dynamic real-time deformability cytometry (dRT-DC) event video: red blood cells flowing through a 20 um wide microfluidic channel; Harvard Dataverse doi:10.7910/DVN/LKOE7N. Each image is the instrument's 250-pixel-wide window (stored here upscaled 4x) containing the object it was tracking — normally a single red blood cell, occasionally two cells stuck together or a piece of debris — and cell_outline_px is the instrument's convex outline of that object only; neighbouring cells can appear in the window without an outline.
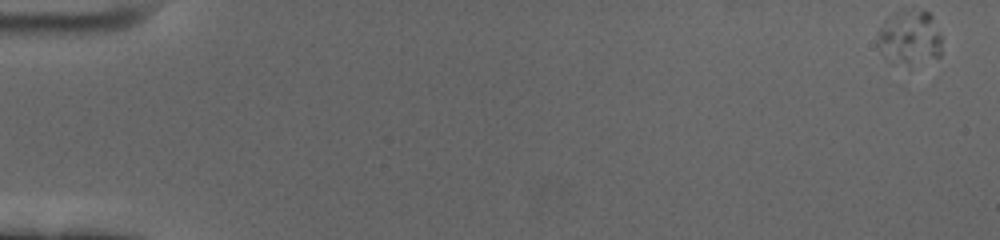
{"species": "human", "species_latin": "Homo sapiens", "temperature_condition": "cold", "stored_images_in_passage": 63, "camera_frame_rate_fps": 3000, "um_per_image_px": 0.085, "donor": {"sex": "female"}, "frame": {"image": 1, "passage_image": 1, "time_ms": 0.0, "image_size_px": [1000, 240], "cell_outline_px": [[940, 56], [888, 64], [876, 40], [880, 28], [884, 20], [892, 12], [928, 12], [932, 16], [940, 36]], "centroid_in_image_um": [77.25, 3.16], "position_along_channel_um": 7.8, "area_um2": 19.42}}
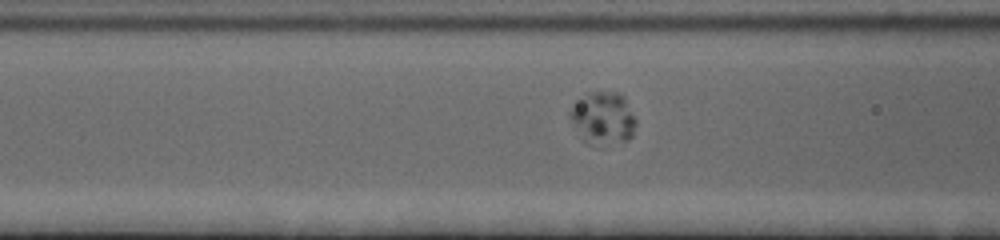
{"frame": {"image": 2, "passage_image": 27, "time_ms": 8.667, "image_size_px": [1000, 240], "cell_outline_px": [[636, 124], [632, 136], [628, 140], [584, 140], [568, 116], [572, 108], [592, 92], [616, 92], [624, 96], [636, 120]], "centroid_in_image_um": [51.31, 9.97], "position_along_channel_um": 115.3, "area_um2": 18.61}}
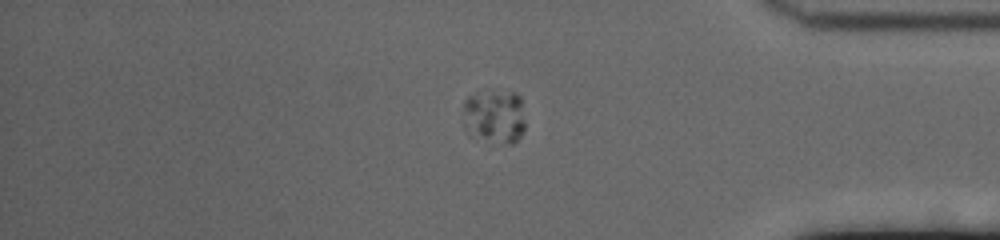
{"frame": {"image": 3, "passage_image": 54, "time_ms": 17.667, "image_size_px": [1000, 240], "cell_outline_px": [[524, 128], [520, 136], [512, 144], [508, 144], [468, 136], [464, 132], [464, 100], [468, 96], [480, 88], [516, 92], [520, 96], [524, 124]], "centroid_in_image_um": [41.97, 9.84], "position_along_channel_um": 393.2, "area_um2": 20.29}}